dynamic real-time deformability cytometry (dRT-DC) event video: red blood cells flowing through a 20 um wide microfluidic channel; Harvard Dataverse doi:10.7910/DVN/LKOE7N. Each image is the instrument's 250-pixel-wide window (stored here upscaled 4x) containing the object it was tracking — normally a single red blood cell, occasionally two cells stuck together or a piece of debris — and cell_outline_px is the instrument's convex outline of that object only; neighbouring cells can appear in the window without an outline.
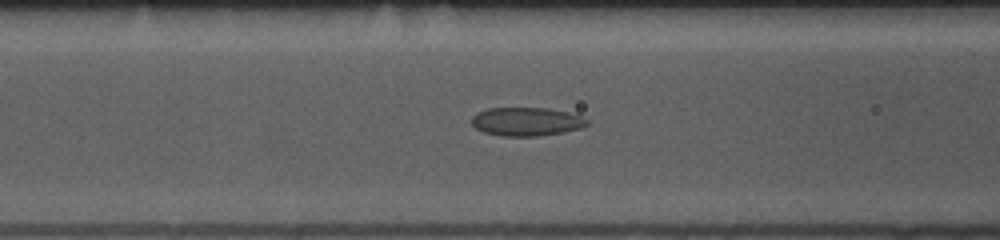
{"species": "common noctule bat (a hibernating species)", "species_latin": "Nyctalus noctula", "temperature_condition": "room temperature", "stored_images_in_passage": 47, "camera_frame_rate_fps": 3000, "um_per_image_px": 0.085, "animal": {"sex": "female", "body_mass_g": 10.0, "forearm_length_mm": 53.1}, "frame": {"image": 1, "passage_image": 14, "time_ms": 4.333, "image_size_px": [1000, 240], "cell_outline_px": [[588, 124], [580, 128], [564, 132], [536, 136], [500, 136], [484, 132], [476, 128], [472, 124], [472, 116], [476, 112], [488, 108], [548, 108], [568, 112], [580, 116], [588, 120]], "centroid_in_image_um": [44.73, 10.33], "position_along_channel_um": 121.9, "area_um2": 19.19}}
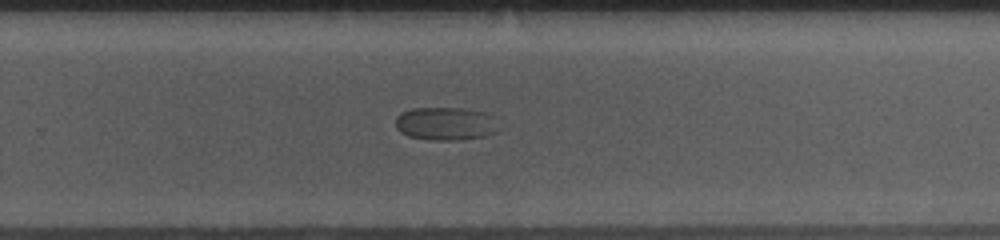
{"frame": {"image": 2, "passage_image": 28, "time_ms": 9.0, "image_size_px": [1000, 240], "cell_outline_px": [[496, 132], [484, 136], [456, 140], [432, 140], [408, 136], [400, 132], [396, 128], [396, 116], [400, 112], [412, 108], [464, 108], [484, 112]], "centroid_in_image_um": [37.72, 10.51], "position_along_channel_um": 292.1, "area_um2": 19.36}}
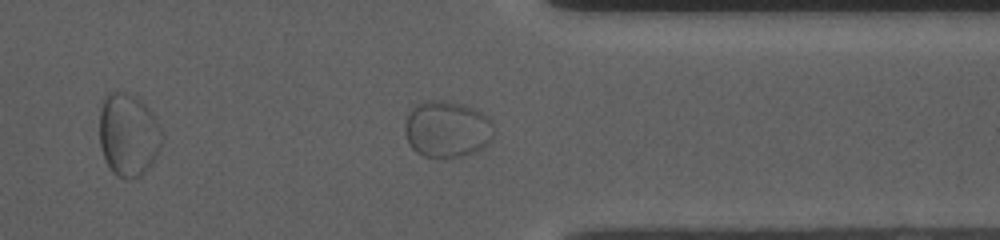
{"frame": {"image": 3, "passage_image": 35, "time_ms": 11.333, "image_size_px": [1000, 240], "cell_outline_px": [[496, 132], [488, 144], [476, 152], [460, 156], [424, 156], [416, 152], [412, 148], [404, 132], [404, 124], [412, 108], [416, 104], [424, 100], [448, 100], [464, 104], [488, 116]], "centroid_in_image_um": [38.01, 10.95], "position_along_channel_um": 373.4, "area_um2": 29.48}}